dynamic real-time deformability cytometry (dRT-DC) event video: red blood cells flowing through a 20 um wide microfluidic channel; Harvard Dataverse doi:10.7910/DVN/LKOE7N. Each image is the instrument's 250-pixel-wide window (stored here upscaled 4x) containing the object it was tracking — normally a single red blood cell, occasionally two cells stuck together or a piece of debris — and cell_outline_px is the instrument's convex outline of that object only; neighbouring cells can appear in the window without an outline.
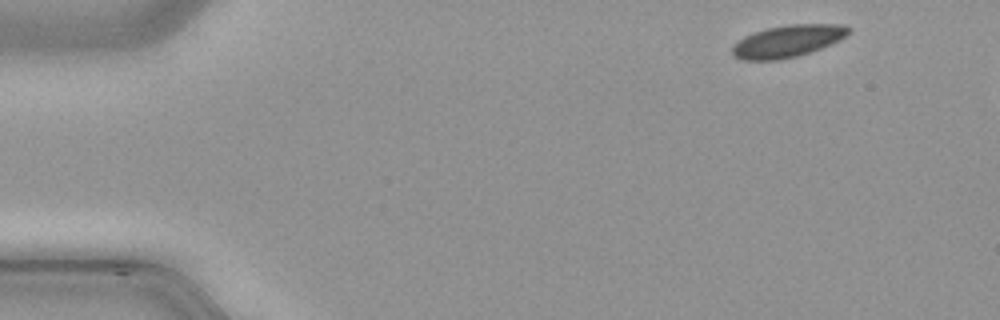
{"species": "common noctule bat (a hibernating species)", "species_latin": "Nyctalus noctula", "temperature_condition": "cold", "stored_images_in_passage": 9, "camera_frame_rate_fps": 3000, "um_per_image_px": 0.085, "animal": {"sex": "male", "body_mass_g": 21.5, "forearm_length_mm": 52.0}, "frame": {"image": 1, "passage_image": 3, "time_ms": 0.667, "image_size_px": [1000, 320], "cell_outline_px": [[852, 32], [840, 40], [820, 48], [796, 56], [780, 60], [744, 60], [732, 56], [732, 44], [744, 36], [768, 28], [788, 24], [840, 24], [852, 28]], "centroid_in_image_um": [66.95, 3.49], "position_along_channel_um": 18.0, "area_um2": 21.79}}